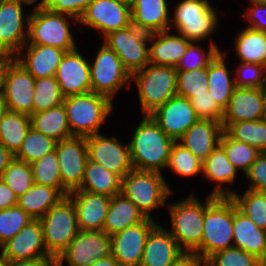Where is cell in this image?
<instances>
[{"label":"cell","mask_w":266,"mask_h":266,"mask_svg":"<svg viewBox=\"0 0 266 266\" xmlns=\"http://www.w3.org/2000/svg\"><path fill=\"white\" fill-rule=\"evenodd\" d=\"M128 143L133 169L162 173L175 142L150 115H143Z\"/></svg>","instance_id":"6da1fadb"},{"label":"cell","mask_w":266,"mask_h":266,"mask_svg":"<svg viewBox=\"0 0 266 266\" xmlns=\"http://www.w3.org/2000/svg\"><path fill=\"white\" fill-rule=\"evenodd\" d=\"M234 202L230 196L209 194L205 202L201 259L233 246Z\"/></svg>","instance_id":"7a4b0ae2"},{"label":"cell","mask_w":266,"mask_h":266,"mask_svg":"<svg viewBox=\"0 0 266 266\" xmlns=\"http://www.w3.org/2000/svg\"><path fill=\"white\" fill-rule=\"evenodd\" d=\"M63 105L71 135L76 137L99 134L113 110L110 98L94 92L65 97Z\"/></svg>","instance_id":"3957f363"},{"label":"cell","mask_w":266,"mask_h":266,"mask_svg":"<svg viewBox=\"0 0 266 266\" xmlns=\"http://www.w3.org/2000/svg\"><path fill=\"white\" fill-rule=\"evenodd\" d=\"M168 211L171 221L169 232L181 250L201 258L205 203L191 194L182 201L168 203Z\"/></svg>","instance_id":"277c9868"},{"label":"cell","mask_w":266,"mask_h":266,"mask_svg":"<svg viewBox=\"0 0 266 266\" xmlns=\"http://www.w3.org/2000/svg\"><path fill=\"white\" fill-rule=\"evenodd\" d=\"M30 13L28 40L25 45H49L66 52L77 49L70 30L71 22L79 20L67 14L48 11L45 7H34Z\"/></svg>","instance_id":"5b68a950"},{"label":"cell","mask_w":266,"mask_h":266,"mask_svg":"<svg viewBox=\"0 0 266 266\" xmlns=\"http://www.w3.org/2000/svg\"><path fill=\"white\" fill-rule=\"evenodd\" d=\"M138 89L141 113L149 115L177 95V70L171 66L148 64L131 75Z\"/></svg>","instance_id":"8992f818"},{"label":"cell","mask_w":266,"mask_h":266,"mask_svg":"<svg viewBox=\"0 0 266 266\" xmlns=\"http://www.w3.org/2000/svg\"><path fill=\"white\" fill-rule=\"evenodd\" d=\"M121 193L147 217L165 206L172 189L162 173L132 169L121 179Z\"/></svg>","instance_id":"52a82bcc"},{"label":"cell","mask_w":266,"mask_h":266,"mask_svg":"<svg viewBox=\"0 0 266 266\" xmlns=\"http://www.w3.org/2000/svg\"><path fill=\"white\" fill-rule=\"evenodd\" d=\"M209 0H182L178 2L172 16H170V29L190 40L202 42L212 38L213 32L219 23L217 10ZM174 27V28H173Z\"/></svg>","instance_id":"ba28073f"},{"label":"cell","mask_w":266,"mask_h":266,"mask_svg":"<svg viewBox=\"0 0 266 266\" xmlns=\"http://www.w3.org/2000/svg\"><path fill=\"white\" fill-rule=\"evenodd\" d=\"M39 220L43 227L47 252L57 259L79 232L71 199L68 196L64 197Z\"/></svg>","instance_id":"9c48e42d"},{"label":"cell","mask_w":266,"mask_h":266,"mask_svg":"<svg viewBox=\"0 0 266 266\" xmlns=\"http://www.w3.org/2000/svg\"><path fill=\"white\" fill-rule=\"evenodd\" d=\"M0 70L6 109L31 116L33 114L35 78L14 58H3Z\"/></svg>","instance_id":"30bf717a"},{"label":"cell","mask_w":266,"mask_h":266,"mask_svg":"<svg viewBox=\"0 0 266 266\" xmlns=\"http://www.w3.org/2000/svg\"><path fill=\"white\" fill-rule=\"evenodd\" d=\"M91 92L107 96L113 101L116 93L125 86L130 89L131 75L117 54L104 43L90 63ZM126 84V85H125Z\"/></svg>","instance_id":"8fae6325"},{"label":"cell","mask_w":266,"mask_h":266,"mask_svg":"<svg viewBox=\"0 0 266 266\" xmlns=\"http://www.w3.org/2000/svg\"><path fill=\"white\" fill-rule=\"evenodd\" d=\"M103 38V43L117 54L130 75L149 64L150 33L131 24Z\"/></svg>","instance_id":"7c38bea8"},{"label":"cell","mask_w":266,"mask_h":266,"mask_svg":"<svg viewBox=\"0 0 266 266\" xmlns=\"http://www.w3.org/2000/svg\"><path fill=\"white\" fill-rule=\"evenodd\" d=\"M20 0H6L0 4V55L13 58L27 43L30 14H23Z\"/></svg>","instance_id":"4fadbf2b"},{"label":"cell","mask_w":266,"mask_h":266,"mask_svg":"<svg viewBox=\"0 0 266 266\" xmlns=\"http://www.w3.org/2000/svg\"><path fill=\"white\" fill-rule=\"evenodd\" d=\"M56 154L62 178V195L80 188L88 161L86 137H76L58 141Z\"/></svg>","instance_id":"5bb4252c"},{"label":"cell","mask_w":266,"mask_h":266,"mask_svg":"<svg viewBox=\"0 0 266 266\" xmlns=\"http://www.w3.org/2000/svg\"><path fill=\"white\" fill-rule=\"evenodd\" d=\"M112 254L110 236L104 231L79 230L67 248L57 257L56 262L63 266H90L99 259Z\"/></svg>","instance_id":"9a60e30c"},{"label":"cell","mask_w":266,"mask_h":266,"mask_svg":"<svg viewBox=\"0 0 266 266\" xmlns=\"http://www.w3.org/2000/svg\"><path fill=\"white\" fill-rule=\"evenodd\" d=\"M79 23L97 30L104 37L132 24L131 6L119 0H93Z\"/></svg>","instance_id":"2e32d148"},{"label":"cell","mask_w":266,"mask_h":266,"mask_svg":"<svg viewBox=\"0 0 266 266\" xmlns=\"http://www.w3.org/2000/svg\"><path fill=\"white\" fill-rule=\"evenodd\" d=\"M89 160L100 164L121 179L132 169L129 145L119 141L117 137L95 134L86 137Z\"/></svg>","instance_id":"e0dca14e"},{"label":"cell","mask_w":266,"mask_h":266,"mask_svg":"<svg viewBox=\"0 0 266 266\" xmlns=\"http://www.w3.org/2000/svg\"><path fill=\"white\" fill-rule=\"evenodd\" d=\"M156 224L154 218L146 217L141 223L110 236L111 252L120 266H140L147 238Z\"/></svg>","instance_id":"ac0fdd59"},{"label":"cell","mask_w":266,"mask_h":266,"mask_svg":"<svg viewBox=\"0 0 266 266\" xmlns=\"http://www.w3.org/2000/svg\"><path fill=\"white\" fill-rule=\"evenodd\" d=\"M149 115L174 141H178L200 119L190 100L179 95L169 99Z\"/></svg>","instance_id":"d6986e66"},{"label":"cell","mask_w":266,"mask_h":266,"mask_svg":"<svg viewBox=\"0 0 266 266\" xmlns=\"http://www.w3.org/2000/svg\"><path fill=\"white\" fill-rule=\"evenodd\" d=\"M55 79L65 97L91 92L90 62L79 49L65 52Z\"/></svg>","instance_id":"ffe728a7"},{"label":"cell","mask_w":266,"mask_h":266,"mask_svg":"<svg viewBox=\"0 0 266 266\" xmlns=\"http://www.w3.org/2000/svg\"><path fill=\"white\" fill-rule=\"evenodd\" d=\"M1 253L9 261L53 258L46 249L43 227L39 219H32L12 239L1 248Z\"/></svg>","instance_id":"44dd1931"},{"label":"cell","mask_w":266,"mask_h":266,"mask_svg":"<svg viewBox=\"0 0 266 266\" xmlns=\"http://www.w3.org/2000/svg\"><path fill=\"white\" fill-rule=\"evenodd\" d=\"M265 87H236L223 112V129L231 123L261 120L264 117Z\"/></svg>","instance_id":"7402d4cb"},{"label":"cell","mask_w":266,"mask_h":266,"mask_svg":"<svg viewBox=\"0 0 266 266\" xmlns=\"http://www.w3.org/2000/svg\"><path fill=\"white\" fill-rule=\"evenodd\" d=\"M67 196L74 205L79 230L103 231L110 197L85 190H74Z\"/></svg>","instance_id":"603a6c76"},{"label":"cell","mask_w":266,"mask_h":266,"mask_svg":"<svg viewBox=\"0 0 266 266\" xmlns=\"http://www.w3.org/2000/svg\"><path fill=\"white\" fill-rule=\"evenodd\" d=\"M65 50L49 45H24L13 57L35 79L55 76Z\"/></svg>","instance_id":"cb8c5ba5"},{"label":"cell","mask_w":266,"mask_h":266,"mask_svg":"<svg viewBox=\"0 0 266 266\" xmlns=\"http://www.w3.org/2000/svg\"><path fill=\"white\" fill-rule=\"evenodd\" d=\"M183 253L168 228L157 222L147 238L140 266H171Z\"/></svg>","instance_id":"d4e9b609"},{"label":"cell","mask_w":266,"mask_h":266,"mask_svg":"<svg viewBox=\"0 0 266 266\" xmlns=\"http://www.w3.org/2000/svg\"><path fill=\"white\" fill-rule=\"evenodd\" d=\"M224 129L220 122L199 119L178 140L195 157L202 162L220 144Z\"/></svg>","instance_id":"484cf974"},{"label":"cell","mask_w":266,"mask_h":266,"mask_svg":"<svg viewBox=\"0 0 266 266\" xmlns=\"http://www.w3.org/2000/svg\"><path fill=\"white\" fill-rule=\"evenodd\" d=\"M190 43L184 36L170 30L150 33L149 63L176 67Z\"/></svg>","instance_id":"4316f807"},{"label":"cell","mask_w":266,"mask_h":266,"mask_svg":"<svg viewBox=\"0 0 266 266\" xmlns=\"http://www.w3.org/2000/svg\"><path fill=\"white\" fill-rule=\"evenodd\" d=\"M167 0H133L132 25L148 33L168 31L170 13Z\"/></svg>","instance_id":"83f0119b"},{"label":"cell","mask_w":266,"mask_h":266,"mask_svg":"<svg viewBox=\"0 0 266 266\" xmlns=\"http://www.w3.org/2000/svg\"><path fill=\"white\" fill-rule=\"evenodd\" d=\"M238 170L228 160L225 150L218 145L202 162V176L207 181L214 182L215 186L210 193L213 196H230L234 191L227 187V184H233ZM225 184L226 187L223 188Z\"/></svg>","instance_id":"f1b7e54d"},{"label":"cell","mask_w":266,"mask_h":266,"mask_svg":"<svg viewBox=\"0 0 266 266\" xmlns=\"http://www.w3.org/2000/svg\"><path fill=\"white\" fill-rule=\"evenodd\" d=\"M226 55V51L221 50L208 64V91L223 112L236 88L234 71L228 69Z\"/></svg>","instance_id":"f546056e"},{"label":"cell","mask_w":266,"mask_h":266,"mask_svg":"<svg viewBox=\"0 0 266 266\" xmlns=\"http://www.w3.org/2000/svg\"><path fill=\"white\" fill-rule=\"evenodd\" d=\"M233 246L260 258L266 251V230L240 212L234 203Z\"/></svg>","instance_id":"4dcf8cb0"},{"label":"cell","mask_w":266,"mask_h":266,"mask_svg":"<svg viewBox=\"0 0 266 266\" xmlns=\"http://www.w3.org/2000/svg\"><path fill=\"white\" fill-rule=\"evenodd\" d=\"M146 216L122 193L111 198L103 231L109 236L141 223Z\"/></svg>","instance_id":"1f68e13d"},{"label":"cell","mask_w":266,"mask_h":266,"mask_svg":"<svg viewBox=\"0 0 266 266\" xmlns=\"http://www.w3.org/2000/svg\"><path fill=\"white\" fill-rule=\"evenodd\" d=\"M77 190H85L112 198L121 193V178L100 164L88 159L83 181Z\"/></svg>","instance_id":"d6a6232c"},{"label":"cell","mask_w":266,"mask_h":266,"mask_svg":"<svg viewBox=\"0 0 266 266\" xmlns=\"http://www.w3.org/2000/svg\"><path fill=\"white\" fill-rule=\"evenodd\" d=\"M30 118L31 127L57 142L73 137L63 103L48 110L33 113Z\"/></svg>","instance_id":"836d02e7"},{"label":"cell","mask_w":266,"mask_h":266,"mask_svg":"<svg viewBox=\"0 0 266 266\" xmlns=\"http://www.w3.org/2000/svg\"><path fill=\"white\" fill-rule=\"evenodd\" d=\"M63 198L64 196L56 188L34 183L18 198V205L33 219H40Z\"/></svg>","instance_id":"e575fe53"},{"label":"cell","mask_w":266,"mask_h":266,"mask_svg":"<svg viewBox=\"0 0 266 266\" xmlns=\"http://www.w3.org/2000/svg\"><path fill=\"white\" fill-rule=\"evenodd\" d=\"M235 38L234 49L240 62L266 66V32L245 27Z\"/></svg>","instance_id":"d590c367"},{"label":"cell","mask_w":266,"mask_h":266,"mask_svg":"<svg viewBox=\"0 0 266 266\" xmlns=\"http://www.w3.org/2000/svg\"><path fill=\"white\" fill-rule=\"evenodd\" d=\"M30 128L29 115L7 110L0 120V143L16 155Z\"/></svg>","instance_id":"8d00e7d4"},{"label":"cell","mask_w":266,"mask_h":266,"mask_svg":"<svg viewBox=\"0 0 266 266\" xmlns=\"http://www.w3.org/2000/svg\"><path fill=\"white\" fill-rule=\"evenodd\" d=\"M232 139L244 142L260 152H266V120L231 123L224 130Z\"/></svg>","instance_id":"74e56055"},{"label":"cell","mask_w":266,"mask_h":266,"mask_svg":"<svg viewBox=\"0 0 266 266\" xmlns=\"http://www.w3.org/2000/svg\"><path fill=\"white\" fill-rule=\"evenodd\" d=\"M219 145L225 150L232 165L244 175L262 153L249 144L232 139L225 131L222 133Z\"/></svg>","instance_id":"f35d334b"},{"label":"cell","mask_w":266,"mask_h":266,"mask_svg":"<svg viewBox=\"0 0 266 266\" xmlns=\"http://www.w3.org/2000/svg\"><path fill=\"white\" fill-rule=\"evenodd\" d=\"M230 198L240 212L249 217L259 228L266 230V193L246 189L240 196L234 190Z\"/></svg>","instance_id":"ab89813d"},{"label":"cell","mask_w":266,"mask_h":266,"mask_svg":"<svg viewBox=\"0 0 266 266\" xmlns=\"http://www.w3.org/2000/svg\"><path fill=\"white\" fill-rule=\"evenodd\" d=\"M57 141L43 135L31 127L23 141L21 149L15 158L32 164L42 158L45 154L51 153L56 148Z\"/></svg>","instance_id":"60d3db41"},{"label":"cell","mask_w":266,"mask_h":266,"mask_svg":"<svg viewBox=\"0 0 266 266\" xmlns=\"http://www.w3.org/2000/svg\"><path fill=\"white\" fill-rule=\"evenodd\" d=\"M12 189L17 198L25 194L34 184L31 164L14 158L0 177Z\"/></svg>","instance_id":"b9f144b4"},{"label":"cell","mask_w":266,"mask_h":266,"mask_svg":"<svg viewBox=\"0 0 266 266\" xmlns=\"http://www.w3.org/2000/svg\"><path fill=\"white\" fill-rule=\"evenodd\" d=\"M64 98L55 76L35 79L33 113L56 107L63 103Z\"/></svg>","instance_id":"7bdbcfd3"},{"label":"cell","mask_w":266,"mask_h":266,"mask_svg":"<svg viewBox=\"0 0 266 266\" xmlns=\"http://www.w3.org/2000/svg\"><path fill=\"white\" fill-rule=\"evenodd\" d=\"M167 168L183 178L192 177L202 174V161L175 141L170 150Z\"/></svg>","instance_id":"ee69618b"},{"label":"cell","mask_w":266,"mask_h":266,"mask_svg":"<svg viewBox=\"0 0 266 266\" xmlns=\"http://www.w3.org/2000/svg\"><path fill=\"white\" fill-rule=\"evenodd\" d=\"M34 183L51 186L62 194V178L56 150L31 164Z\"/></svg>","instance_id":"f6af8a7d"},{"label":"cell","mask_w":266,"mask_h":266,"mask_svg":"<svg viewBox=\"0 0 266 266\" xmlns=\"http://www.w3.org/2000/svg\"><path fill=\"white\" fill-rule=\"evenodd\" d=\"M209 43V48L206 51L204 47L198 45L199 42H191L175 67L176 70L188 71L208 67V64L221 51L213 39H211Z\"/></svg>","instance_id":"bcb514c9"},{"label":"cell","mask_w":266,"mask_h":266,"mask_svg":"<svg viewBox=\"0 0 266 266\" xmlns=\"http://www.w3.org/2000/svg\"><path fill=\"white\" fill-rule=\"evenodd\" d=\"M208 91V67L177 71V95L191 99Z\"/></svg>","instance_id":"7dc6e473"},{"label":"cell","mask_w":266,"mask_h":266,"mask_svg":"<svg viewBox=\"0 0 266 266\" xmlns=\"http://www.w3.org/2000/svg\"><path fill=\"white\" fill-rule=\"evenodd\" d=\"M32 219L18 204L0 210V247L12 239Z\"/></svg>","instance_id":"c3c4849f"},{"label":"cell","mask_w":266,"mask_h":266,"mask_svg":"<svg viewBox=\"0 0 266 266\" xmlns=\"http://www.w3.org/2000/svg\"><path fill=\"white\" fill-rule=\"evenodd\" d=\"M207 266H259V258L235 246L218 251L206 261Z\"/></svg>","instance_id":"681fc988"},{"label":"cell","mask_w":266,"mask_h":266,"mask_svg":"<svg viewBox=\"0 0 266 266\" xmlns=\"http://www.w3.org/2000/svg\"><path fill=\"white\" fill-rule=\"evenodd\" d=\"M235 86L245 88L266 87V66L240 62L234 71Z\"/></svg>","instance_id":"f907efd6"},{"label":"cell","mask_w":266,"mask_h":266,"mask_svg":"<svg viewBox=\"0 0 266 266\" xmlns=\"http://www.w3.org/2000/svg\"><path fill=\"white\" fill-rule=\"evenodd\" d=\"M190 102L200 119H209L222 123L223 111L217 106L209 91L195 94L190 99Z\"/></svg>","instance_id":"816d5d0a"},{"label":"cell","mask_w":266,"mask_h":266,"mask_svg":"<svg viewBox=\"0 0 266 266\" xmlns=\"http://www.w3.org/2000/svg\"><path fill=\"white\" fill-rule=\"evenodd\" d=\"M92 1L93 0H47L44 7L48 11L67 14L79 20Z\"/></svg>","instance_id":"f5cc1de1"},{"label":"cell","mask_w":266,"mask_h":266,"mask_svg":"<svg viewBox=\"0 0 266 266\" xmlns=\"http://www.w3.org/2000/svg\"><path fill=\"white\" fill-rule=\"evenodd\" d=\"M250 185L248 190L266 193V152H262L245 174Z\"/></svg>","instance_id":"db71d44e"},{"label":"cell","mask_w":266,"mask_h":266,"mask_svg":"<svg viewBox=\"0 0 266 266\" xmlns=\"http://www.w3.org/2000/svg\"><path fill=\"white\" fill-rule=\"evenodd\" d=\"M252 5L244 12V18L249 27L254 30L266 32V1H249Z\"/></svg>","instance_id":"11a10c76"},{"label":"cell","mask_w":266,"mask_h":266,"mask_svg":"<svg viewBox=\"0 0 266 266\" xmlns=\"http://www.w3.org/2000/svg\"><path fill=\"white\" fill-rule=\"evenodd\" d=\"M18 204L15 193L0 179V210L11 208Z\"/></svg>","instance_id":"9f6ffc18"},{"label":"cell","mask_w":266,"mask_h":266,"mask_svg":"<svg viewBox=\"0 0 266 266\" xmlns=\"http://www.w3.org/2000/svg\"><path fill=\"white\" fill-rule=\"evenodd\" d=\"M205 262L195 253L184 252L171 266H204Z\"/></svg>","instance_id":"6f0895ef"},{"label":"cell","mask_w":266,"mask_h":266,"mask_svg":"<svg viewBox=\"0 0 266 266\" xmlns=\"http://www.w3.org/2000/svg\"><path fill=\"white\" fill-rule=\"evenodd\" d=\"M55 258H36L33 260L9 261L8 266H53Z\"/></svg>","instance_id":"680465c9"},{"label":"cell","mask_w":266,"mask_h":266,"mask_svg":"<svg viewBox=\"0 0 266 266\" xmlns=\"http://www.w3.org/2000/svg\"><path fill=\"white\" fill-rule=\"evenodd\" d=\"M15 158V155L0 143V177L3 171L9 166L10 162Z\"/></svg>","instance_id":"91938a15"},{"label":"cell","mask_w":266,"mask_h":266,"mask_svg":"<svg viewBox=\"0 0 266 266\" xmlns=\"http://www.w3.org/2000/svg\"><path fill=\"white\" fill-rule=\"evenodd\" d=\"M90 266H120L119 262L111 254L110 256L95 261Z\"/></svg>","instance_id":"94428289"},{"label":"cell","mask_w":266,"mask_h":266,"mask_svg":"<svg viewBox=\"0 0 266 266\" xmlns=\"http://www.w3.org/2000/svg\"><path fill=\"white\" fill-rule=\"evenodd\" d=\"M36 1H38V0H21V2H24V4H26V5H31V4H33L34 5V3L36 2ZM41 2H39L36 6H34V7H44L45 6V4H46V1L47 0H40Z\"/></svg>","instance_id":"6125c7cd"},{"label":"cell","mask_w":266,"mask_h":266,"mask_svg":"<svg viewBox=\"0 0 266 266\" xmlns=\"http://www.w3.org/2000/svg\"><path fill=\"white\" fill-rule=\"evenodd\" d=\"M7 111L6 104L4 103L3 99L0 100V120L3 114Z\"/></svg>","instance_id":"be15d7a7"},{"label":"cell","mask_w":266,"mask_h":266,"mask_svg":"<svg viewBox=\"0 0 266 266\" xmlns=\"http://www.w3.org/2000/svg\"><path fill=\"white\" fill-rule=\"evenodd\" d=\"M9 260L0 252V266H8Z\"/></svg>","instance_id":"e7e4bbea"},{"label":"cell","mask_w":266,"mask_h":266,"mask_svg":"<svg viewBox=\"0 0 266 266\" xmlns=\"http://www.w3.org/2000/svg\"><path fill=\"white\" fill-rule=\"evenodd\" d=\"M259 266H266V251L259 258Z\"/></svg>","instance_id":"03108f58"},{"label":"cell","mask_w":266,"mask_h":266,"mask_svg":"<svg viewBox=\"0 0 266 266\" xmlns=\"http://www.w3.org/2000/svg\"><path fill=\"white\" fill-rule=\"evenodd\" d=\"M3 99V78L0 70V100Z\"/></svg>","instance_id":"003e7915"},{"label":"cell","mask_w":266,"mask_h":266,"mask_svg":"<svg viewBox=\"0 0 266 266\" xmlns=\"http://www.w3.org/2000/svg\"><path fill=\"white\" fill-rule=\"evenodd\" d=\"M263 119L266 120V87H265V104H264V117Z\"/></svg>","instance_id":"a7ac6f4b"},{"label":"cell","mask_w":266,"mask_h":266,"mask_svg":"<svg viewBox=\"0 0 266 266\" xmlns=\"http://www.w3.org/2000/svg\"><path fill=\"white\" fill-rule=\"evenodd\" d=\"M119 1H122V2H125V3H128V4H131L133 0H119Z\"/></svg>","instance_id":"89a4df30"},{"label":"cell","mask_w":266,"mask_h":266,"mask_svg":"<svg viewBox=\"0 0 266 266\" xmlns=\"http://www.w3.org/2000/svg\"><path fill=\"white\" fill-rule=\"evenodd\" d=\"M53 266H60L57 262H55L54 264H53Z\"/></svg>","instance_id":"2644e50d"},{"label":"cell","mask_w":266,"mask_h":266,"mask_svg":"<svg viewBox=\"0 0 266 266\" xmlns=\"http://www.w3.org/2000/svg\"><path fill=\"white\" fill-rule=\"evenodd\" d=\"M248 1H266V0H248Z\"/></svg>","instance_id":"8c879c8a"},{"label":"cell","mask_w":266,"mask_h":266,"mask_svg":"<svg viewBox=\"0 0 266 266\" xmlns=\"http://www.w3.org/2000/svg\"><path fill=\"white\" fill-rule=\"evenodd\" d=\"M2 60H3V57L0 55V63H1Z\"/></svg>","instance_id":"753ad0ef"}]
</instances>
